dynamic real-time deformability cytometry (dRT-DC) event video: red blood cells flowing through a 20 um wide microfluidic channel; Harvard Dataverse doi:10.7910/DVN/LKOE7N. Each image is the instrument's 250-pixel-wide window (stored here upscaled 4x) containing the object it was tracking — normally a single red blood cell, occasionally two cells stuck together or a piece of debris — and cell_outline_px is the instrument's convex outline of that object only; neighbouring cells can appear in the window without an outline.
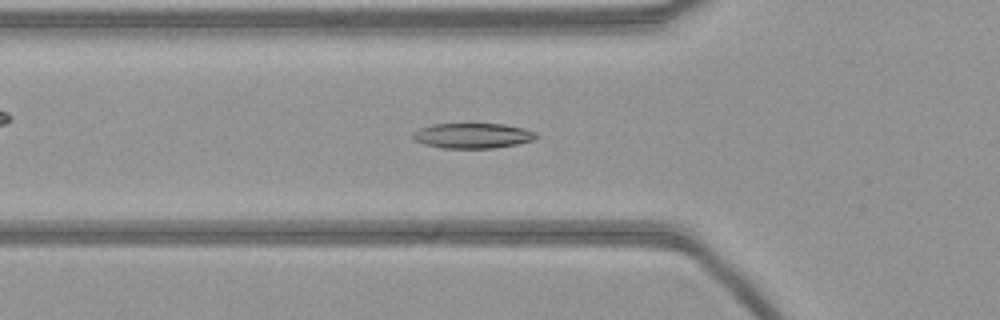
{"species": "common noctule bat (a hibernating species)", "species_latin": "Nyctalus noctula", "temperature_condition": "warm", "stored_images_in_passage": 53, "camera_frame_rate_fps": 3000, "um_per_image_px": 0.085, "animal": {"sex": "female", "body_mass_g": 21.9}, "frame": {"image": 1, "passage_image": 17, "time_ms": 5.333, "image_size_px": [1000, 320], "cell_outline_px": [[536, 140], [516, 144], [492, 148], [440, 148], [424, 144], [412, 140], [412, 132], [420, 128], [432, 124], [504, 124], [524, 128], [536, 132]], "centroid_in_image_um": [40.14, 11.53], "position_along_channel_um": 85.7, "area_um2": 18.21}}
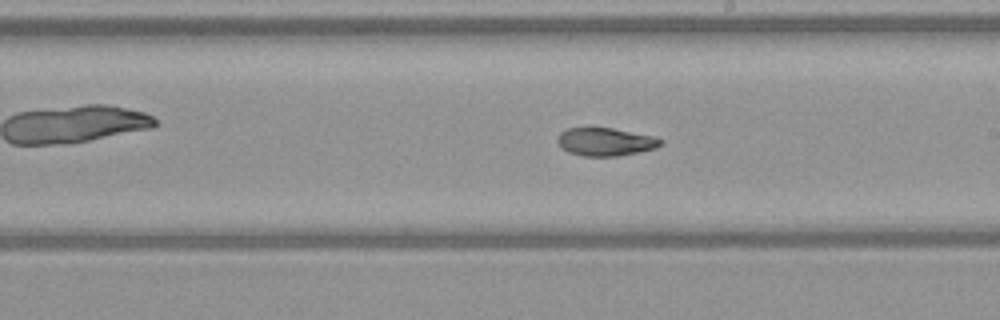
{"frame": {"image": 2, "passage_image": 29, "time_ms": 9.333, "image_size_px": [1000, 320], "cell_outline_px": [[664, 140], [656, 148], [620, 156], [580, 156], [568, 152], [560, 148], [556, 140], [560, 132], [568, 128], [612, 128], [652, 136]], "centroid_in_image_um": [51.41, 12.06], "position_along_channel_um": 237.6, "area_um2": 16.88}}
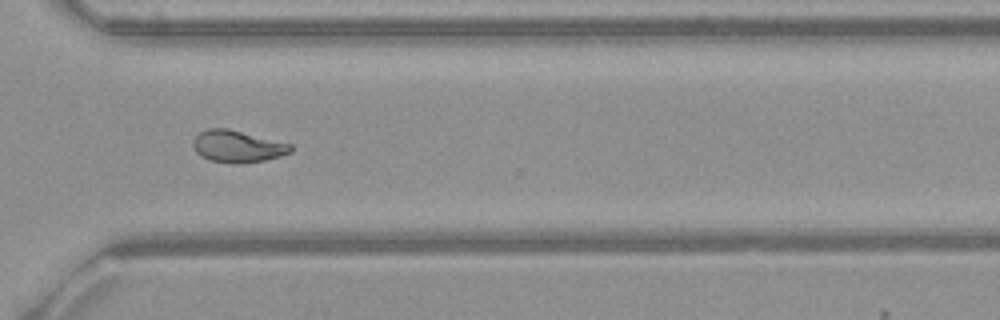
{"frame": {"image": 3, "passage_image": 38, "time_ms": 12.333, "image_size_px": [1000, 320], "cell_outline_px": [[292, 152], [280, 156], [264, 160], [236, 164], [232, 164], [208, 160], [200, 156], [196, 152], [192, 144], [192, 140], [200, 132], [208, 128], [228, 128], [292, 144]], "centroid_in_image_um": [20.16, 12.45], "position_along_channel_um": 350.4, "area_um2": 18.32}}